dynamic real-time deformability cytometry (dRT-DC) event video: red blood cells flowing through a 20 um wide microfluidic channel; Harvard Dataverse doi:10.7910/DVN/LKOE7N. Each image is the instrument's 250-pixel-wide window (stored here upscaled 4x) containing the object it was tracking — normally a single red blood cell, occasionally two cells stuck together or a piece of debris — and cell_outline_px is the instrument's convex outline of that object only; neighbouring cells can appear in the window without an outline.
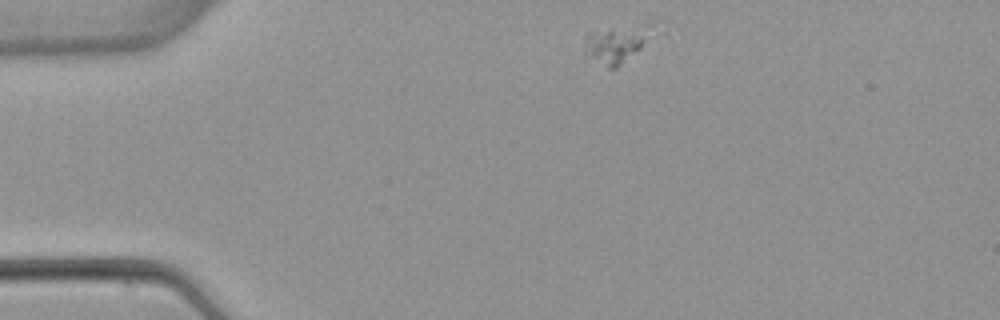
{"species": "common noctule bat (a hibernating species)", "species_latin": "Nyctalus noctula", "temperature_condition": "warm", "stored_images_in_passage": 4, "camera_frame_rate_fps": 3000, "um_per_image_px": 0.085, "animal": {"sex": "female", "body_mass_g": 22.7, "forearm_length_mm": 54.2}, "frame": {"image": 1, "passage_image": 1, "time_ms": 0.0, "image_size_px": [1000, 320], "cell_outline_px": [[668, 32], [616, 68], [608, 68], [592, 56], [584, 44], [588, 36], [664, 16], [668, 20]], "centroid_in_image_um": [53.15, 3.52], "position_along_channel_um": 31.9, "area_um2": 16.82}}
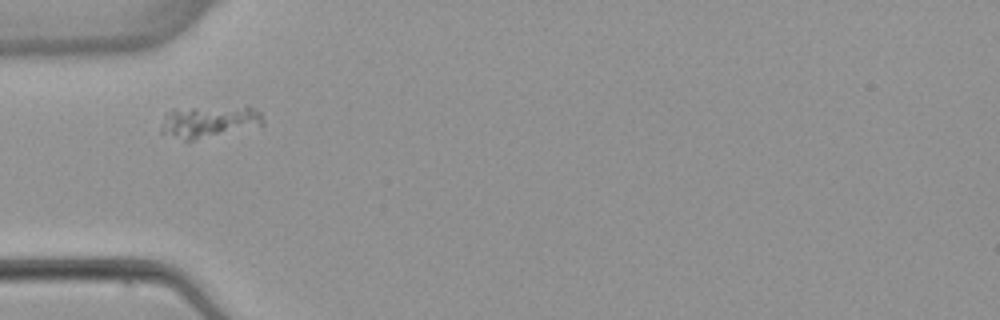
{"frame": {"image": 2, "passage_image": 3, "time_ms": 2.333, "image_size_px": [1000, 320], "cell_outline_px": [[264, 124], [192, 140], [184, 140], [160, 132], [160, 128], [164, 116], [168, 112], [192, 108], [248, 104], [260, 112], [264, 120]], "centroid_in_image_um": [17.82, 10.29], "position_along_channel_um": 67.2, "area_um2": 18.84}}
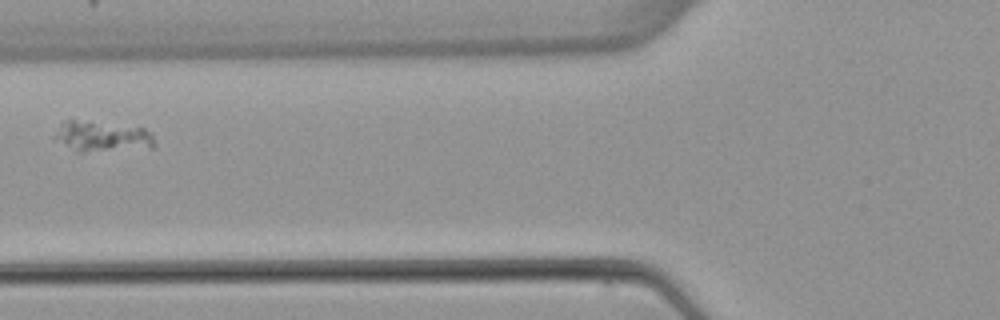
{"frame": {"image": 3, "passage_image": 4, "time_ms": 3.667, "image_size_px": [1000, 320], "cell_outline_px": [[152, 148], [80, 152], [76, 152], [52, 140], [52, 136], [60, 124], [64, 120], [72, 120], [144, 128], [152, 132]], "centroid_in_image_um": [8.58, 11.62], "position_along_channel_um": 117.2, "area_um2": 17.74}}